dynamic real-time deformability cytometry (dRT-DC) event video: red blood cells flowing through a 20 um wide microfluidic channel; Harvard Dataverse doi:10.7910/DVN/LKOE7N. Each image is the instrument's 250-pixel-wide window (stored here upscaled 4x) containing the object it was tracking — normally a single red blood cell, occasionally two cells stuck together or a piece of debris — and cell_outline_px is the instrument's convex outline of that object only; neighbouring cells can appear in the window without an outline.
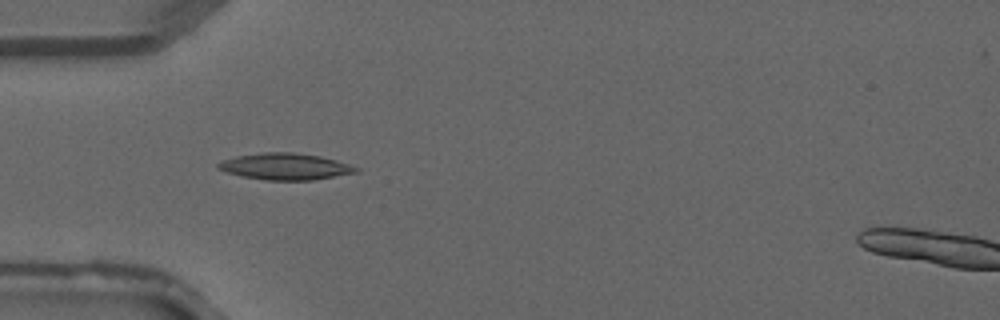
{"species": "common noctule bat (a hibernating species)", "species_latin": "Nyctalus noctula", "temperature_condition": "warm", "stored_images_in_passage": 37, "camera_frame_rate_fps": 3000, "um_per_image_px": 0.085, "animal": {"sex": "male", "forearm_length_mm": 52.5}, "frame": {"image": 1, "passage_image": 10, "time_ms": 3.0, "image_size_px": [1000, 320], "cell_outline_px": [[360, 172], [312, 180], [264, 180], [244, 176], [228, 172], [216, 168], [216, 164], [220, 160], [236, 156], [264, 152], [292, 152], [320, 156], [336, 160], [360, 168]], "centroid_in_image_um": [24.25, 14.15], "position_along_channel_um": 60.8, "area_um2": 21.33}}
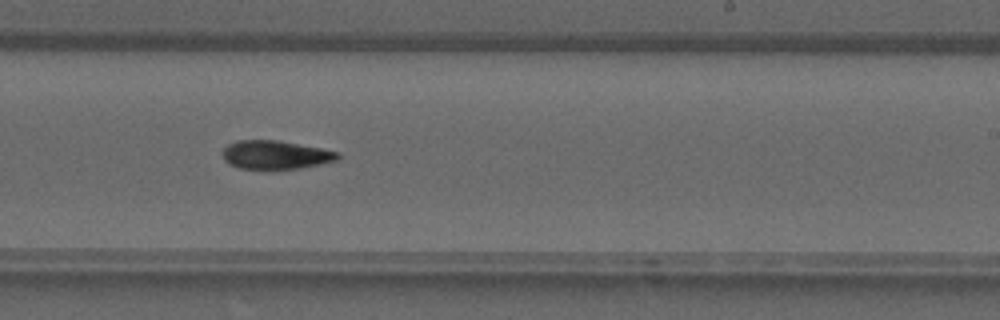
{"frame": {"image": 2, "passage_image": 22, "time_ms": 7.0, "image_size_px": [1000, 320], "cell_outline_px": [[340, 156], [336, 160], [300, 168], [272, 172], [268, 172], [240, 168], [228, 164], [224, 160], [224, 148], [228, 144], [236, 140], [276, 140], [320, 148], [340, 152]], "centroid_in_image_um": [23.38, 13.2], "position_along_channel_um": 265.6, "area_um2": 19.71}}
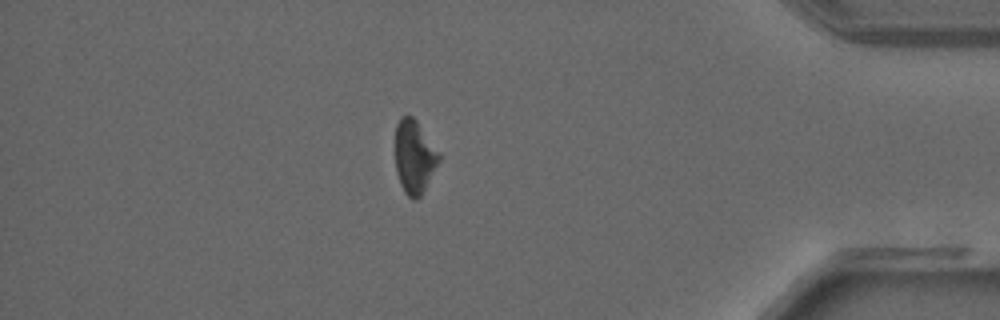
{"frame": {"image": 3, "passage_image": 32, "time_ms": 10.333, "image_size_px": [1000, 320], "cell_outline_px": [[440, 160], [420, 196], [416, 200], [412, 200], [404, 192], [400, 184], [396, 172], [396, 124], [400, 116], [412, 116], [416, 120], [440, 152]], "centroid_in_image_um": [35.21, 13.32], "position_along_channel_um": 400.0, "area_um2": 18.61}}